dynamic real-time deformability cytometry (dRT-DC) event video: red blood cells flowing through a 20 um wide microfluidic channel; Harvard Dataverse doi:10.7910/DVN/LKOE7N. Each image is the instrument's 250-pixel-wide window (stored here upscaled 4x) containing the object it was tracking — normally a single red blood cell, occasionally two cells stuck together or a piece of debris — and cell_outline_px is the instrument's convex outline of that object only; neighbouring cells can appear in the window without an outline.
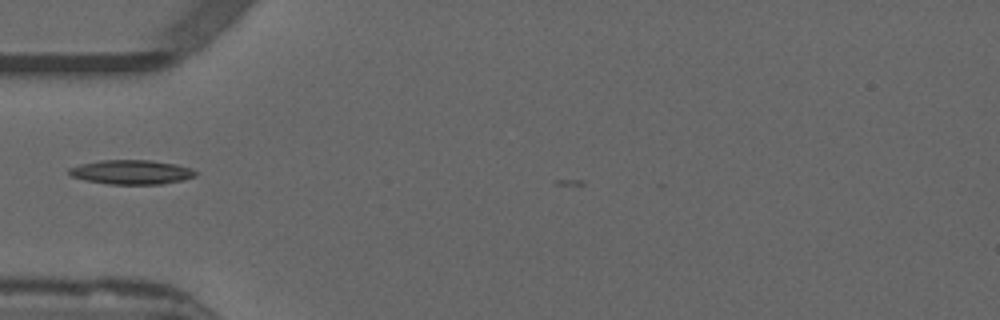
{"species": "common noctule bat (a hibernating species)", "species_latin": "Nyctalus noctula", "temperature_condition": "warm", "stored_images_in_passage": 5, "camera_frame_rate_fps": 3000, "um_per_image_px": 0.085, "animal": {"sex": "male", "forearm_length_mm": 52.5}, "frame": {"image": 1, "passage_image": 2, "time_ms": 0.333, "image_size_px": [1000, 320], "cell_outline_px": [[196, 176], [184, 180], [164, 184], [108, 184], [84, 180], [72, 176], [68, 172], [68, 168], [80, 164], [100, 160], [148, 160], [176, 164], [192, 168], [196, 172]], "centroid_in_image_um": [11.18, 14.63], "position_along_channel_um": 73.8, "area_um2": 18.03}}